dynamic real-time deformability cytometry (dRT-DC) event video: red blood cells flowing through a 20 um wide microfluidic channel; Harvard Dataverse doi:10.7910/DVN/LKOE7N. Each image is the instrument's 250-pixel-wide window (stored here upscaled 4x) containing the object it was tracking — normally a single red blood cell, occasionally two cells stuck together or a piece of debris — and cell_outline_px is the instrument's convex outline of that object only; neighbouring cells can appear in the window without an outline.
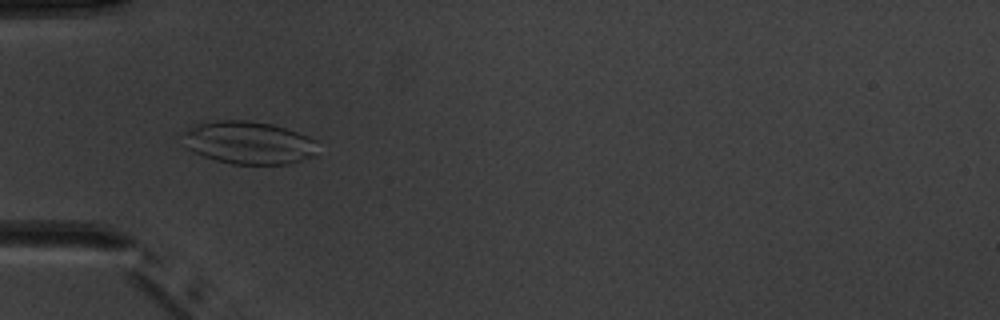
{"species": "common noctule bat (a hibernating species)", "species_latin": "Nyctalus noctula", "temperature_condition": "warm", "stored_images_in_passage": 6, "camera_frame_rate_fps": 3000, "um_per_image_px": 0.085, "animal": {"sex": "male", "body_mass_g": 20.1, "forearm_length_mm": 53.5}, "frame": {"image": 1, "passage_image": 4, "time_ms": 3.667, "image_size_px": [1000, 320], "cell_outline_px": [[316, 156], [288, 164], [232, 164], [216, 160], [192, 152], [188, 148], [184, 132], [192, 124], [216, 120], [248, 120], [272, 124], [308, 136], [316, 140]], "centroid_in_image_um": [21.15, 12.12], "position_along_channel_um": 63.9, "area_um2": 33.64}}
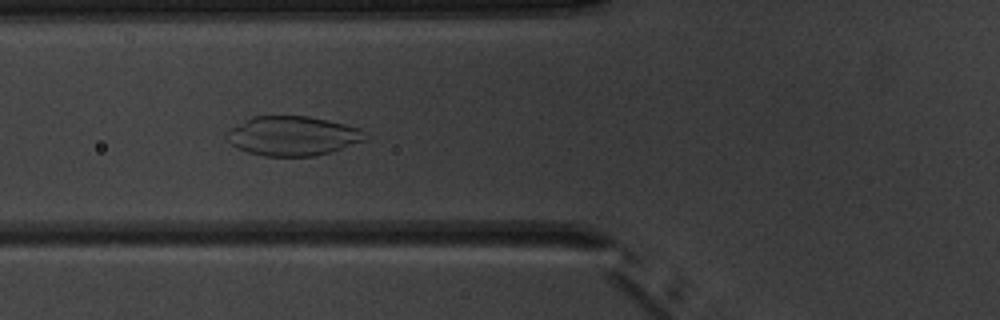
{"frame": {"image": 2, "passage_image": 5, "time_ms": 4.667, "image_size_px": [1000, 320], "cell_outline_px": [[368, 140], [316, 156], [264, 156], [248, 152], [236, 148], [224, 136], [224, 132], [252, 116], [308, 116], [328, 120], [360, 128], [364, 132]], "centroid_in_image_um": [24.86, 11.55], "position_along_channel_um": 100.9, "area_um2": 31.91}}